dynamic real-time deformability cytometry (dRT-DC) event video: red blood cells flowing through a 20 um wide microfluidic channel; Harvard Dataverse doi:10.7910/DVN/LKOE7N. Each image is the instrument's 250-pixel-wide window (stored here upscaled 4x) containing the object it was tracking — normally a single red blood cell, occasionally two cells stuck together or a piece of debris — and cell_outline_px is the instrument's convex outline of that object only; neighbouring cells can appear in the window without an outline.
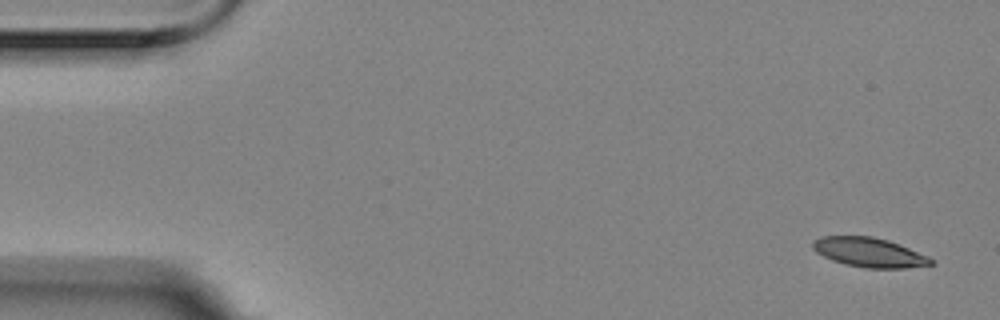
{"species": "Egyptian fruit bat (a non-hibernating species)", "species_latin": "Rousettus aegyptiacus", "temperature_condition": "room temperature", "stored_images_in_passage": 4, "camera_frame_rate_fps": 3000, "um_per_image_px": 0.085, "animal": {"sex": "female"}, "frame": {"image": 1, "passage_image": 1, "time_ms": 0.0, "image_size_px": [1000, 320], "cell_outline_px": [[936, 264], [904, 268], [868, 268], [848, 264], [832, 260], [816, 252], [812, 248], [812, 240], [820, 236], [872, 236], [888, 240], [928, 256], [936, 260]], "centroid_in_image_um": [73.89, 21.44], "position_along_channel_um": 11.1, "area_um2": 20.23}}